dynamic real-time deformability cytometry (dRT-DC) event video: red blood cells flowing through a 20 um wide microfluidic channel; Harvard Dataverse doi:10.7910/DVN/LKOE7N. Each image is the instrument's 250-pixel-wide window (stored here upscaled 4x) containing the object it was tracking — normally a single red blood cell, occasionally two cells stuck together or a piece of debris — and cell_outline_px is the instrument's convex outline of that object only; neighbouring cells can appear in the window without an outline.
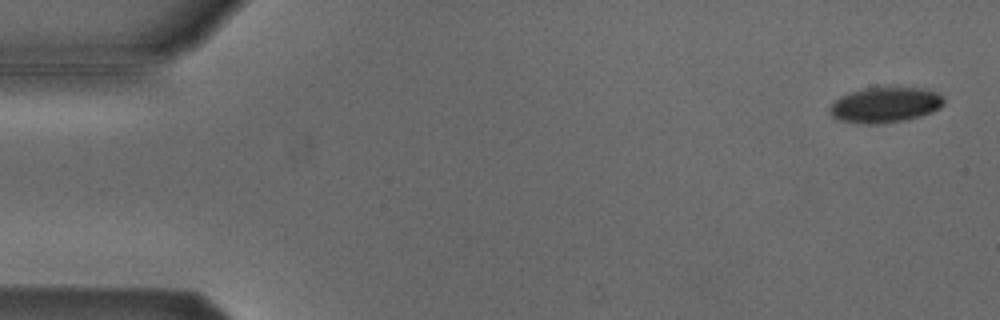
{"species": "Egyptian fruit bat (a non-hibernating species)", "species_latin": "Rousettus aegyptiacus", "temperature_condition": "cold", "stored_images_in_passage": 54, "camera_frame_rate_fps": 3000, "um_per_image_px": 0.085, "animal": {"sex": "male"}, "frame": {"image": 1, "passage_image": 2, "time_ms": 0.333, "image_size_px": [1000, 320], "cell_outline_px": [[944, 104], [940, 108], [932, 112], [908, 120], [876, 124], [856, 124], [836, 120], [828, 112], [828, 108], [840, 96], [864, 88], [924, 88], [940, 92], [944, 96]], "centroid_in_image_um": [75.25, 8.93], "position_along_channel_um": 9.8, "area_um2": 23.93}}
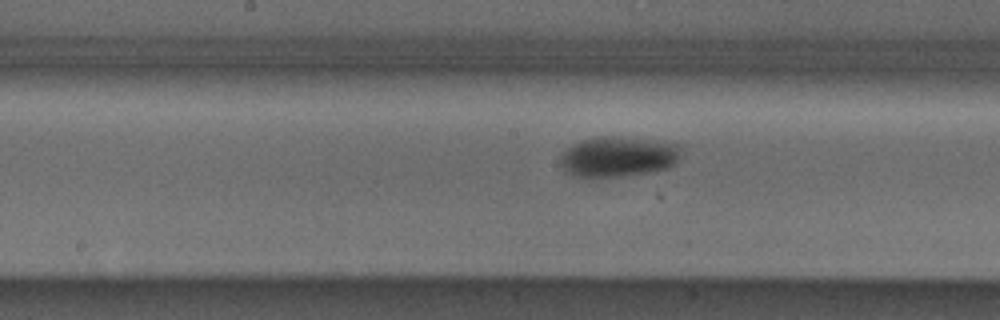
{"frame": {"image": 2, "passage_image": 27, "time_ms": 8.667, "image_size_px": [1000, 320], "cell_outline_px": [[684, 144], [676, 160], [668, 168], [648, 172], [620, 176], [572, 176], [564, 172], [560, 164], [560, 156], [572, 144], [580, 140], [592, 136], [616, 136], [652, 140]], "centroid_in_image_um": [52.52, 13.29], "position_along_channel_um": 195.7, "area_um2": 28.5}}
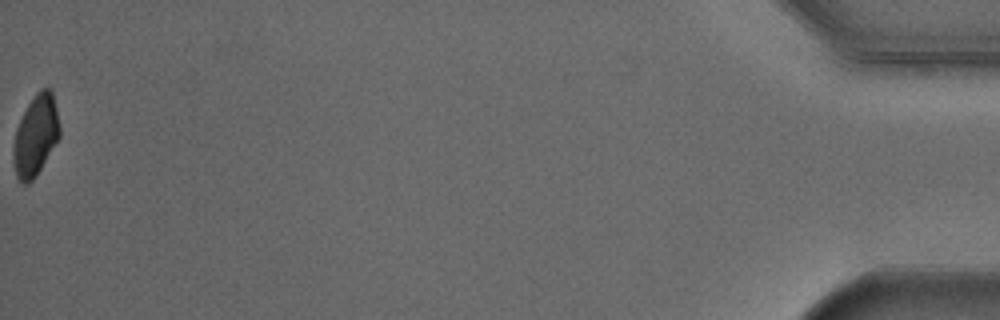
{"frame": {"image": 3, "passage_image": 54, "time_ms": 17.667, "image_size_px": [1000, 320], "cell_outline_px": [[60, 136], [36, 176], [28, 184], [24, 184], [16, 176], [12, 156], [12, 148], [16, 128], [28, 104], [36, 92], [40, 88], [52, 88], [60, 128]], "centroid_in_image_um": [3.02, 11.51], "position_along_channel_um": 432.2, "area_um2": 21.79}, "authors_computed_cell_mechanics": {"area_um2": 25.721, "velocity_mm_per_s": 3.8086, "shape_relaxation_time_tau1_ms": 3.2057, "shape_relaxation_time_tau2_ms": null, "deformation_change_tau1": 0.0865, "deformation_change_tau2": null}}